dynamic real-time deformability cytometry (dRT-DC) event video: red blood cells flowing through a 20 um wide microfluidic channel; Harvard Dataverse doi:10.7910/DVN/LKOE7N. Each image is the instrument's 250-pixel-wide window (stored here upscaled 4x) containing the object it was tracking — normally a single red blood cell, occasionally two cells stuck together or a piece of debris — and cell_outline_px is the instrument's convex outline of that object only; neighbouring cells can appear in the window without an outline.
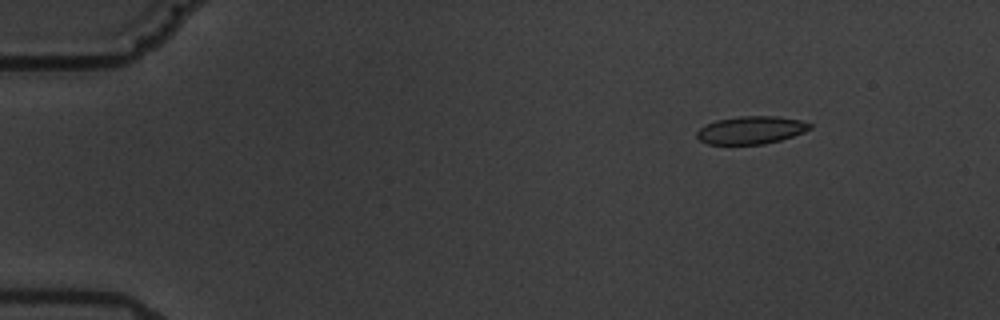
{"species": "common noctule bat (a hibernating species)", "species_latin": "Nyctalus noctula", "temperature_condition": "warm", "stored_images_in_passage": 4, "camera_frame_rate_fps": 3000, "um_per_image_px": 0.085, "animal": {"sex": "male", "body_mass_g": 19.5, "forearm_length_mm": 54.6}, "frame": {"image": 1, "passage_image": 1, "time_ms": 0.0, "image_size_px": [1000, 320], "cell_outline_px": [[812, 128], [804, 132], [780, 140], [764, 144], [708, 144], [700, 140], [696, 136], [696, 132], [704, 124], [716, 120], [740, 116], [776, 116], [800, 120], [812, 124]], "centroid_in_image_um": [63.82, 11.05], "position_along_channel_um": 21.2, "area_um2": 18.32}}
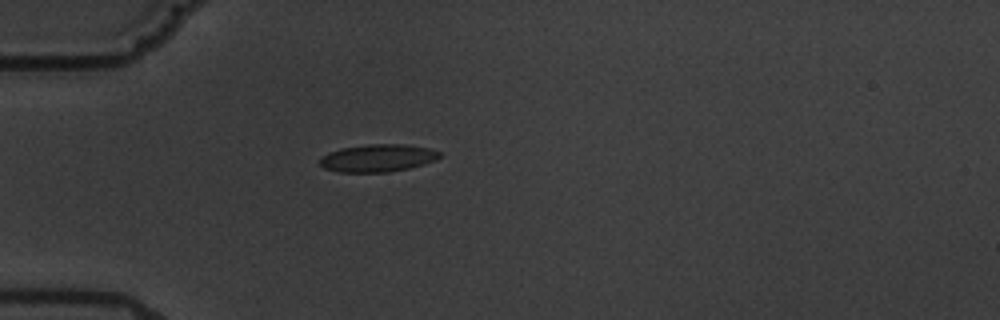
{"frame": {"image": 2, "passage_image": 4, "time_ms": 3.333, "image_size_px": [1000, 320], "cell_outline_px": [[440, 156], [436, 160], [424, 164], [408, 168], [388, 172], [336, 172], [324, 168], [320, 164], [320, 156], [328, 152], [340, 148], [368, 144], [404, 144], [428, 148], [440, 152]], "centroid_in_image_um": [32.07, 13.43], "position_along_channel_um": 52.9, "area_um2": 19.31}}